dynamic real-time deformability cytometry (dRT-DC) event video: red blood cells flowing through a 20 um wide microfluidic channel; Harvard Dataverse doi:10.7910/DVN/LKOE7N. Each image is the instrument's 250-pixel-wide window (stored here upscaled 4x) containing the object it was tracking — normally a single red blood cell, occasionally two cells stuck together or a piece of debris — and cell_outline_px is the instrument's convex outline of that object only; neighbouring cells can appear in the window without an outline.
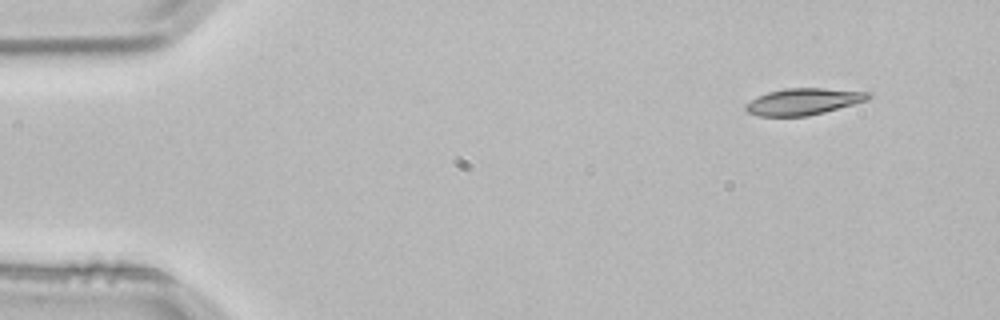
{"species": "common noctule bat (a hibernating species)", "species_latin": "Nyctalus noctula", "temperature_condition": "room temperature", "stored_images_in_passage": 4, "camera_frame_rate_fps": 3000, "um_per_image_px": 0.085, "animal": {"sex": "male", "body_mass_g": 21.5, "forearm_length_mm": 52.0}, "frame": {"image": 1, "passage_image": 1, "time_ms": 0.0, "image_size_px": [1000, 320], "cell_outline_px": [[872, 96], [868, 100], [824, 112], [808, 116], [760, 116], [748, 112], [744, 108], [744, 104], [768, 92], [784, 88], [824, 88], [872, 92]], "centroid_in_image_um": [68.32, 8.63], "position_along_channel_um": 16.7, "area_um2": 18.96}}